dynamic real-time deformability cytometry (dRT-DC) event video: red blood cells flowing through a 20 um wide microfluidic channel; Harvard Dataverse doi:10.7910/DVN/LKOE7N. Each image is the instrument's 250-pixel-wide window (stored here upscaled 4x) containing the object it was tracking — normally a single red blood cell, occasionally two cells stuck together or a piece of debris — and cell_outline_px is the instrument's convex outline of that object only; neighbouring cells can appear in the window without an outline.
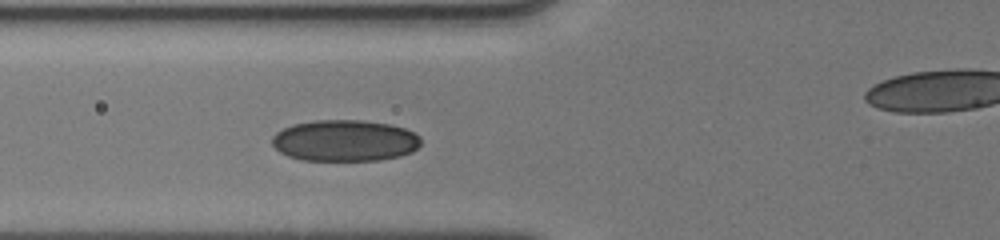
{"species": "human", "species_latin": "Homo sapiens", "temperature_condition": "cold", "stored_images_in_passage": 13, "camera_frame_rate_fps": 3000, "um_per_image_px": 0.085, "donor": {"sex": "male"}, "frame": {"image": 1, "passage_image": 10, "time_ms": 4.667, "image_size_px": [1000, 240], "cell_outline_px": [[420, 144], [412, 152], [400, 156], [380, 160], [300, 160], [288, 156], [280, 152], [272, 144], [272, 136], [276, 132], [292, 124], [316, 120], [360, 120], [392, 124], [404, 128], [420, 136]], "centroid_in_image_um": [29.3, 11.95], "position_along_channel_um": 96.5, "area_um2": 36.01}}
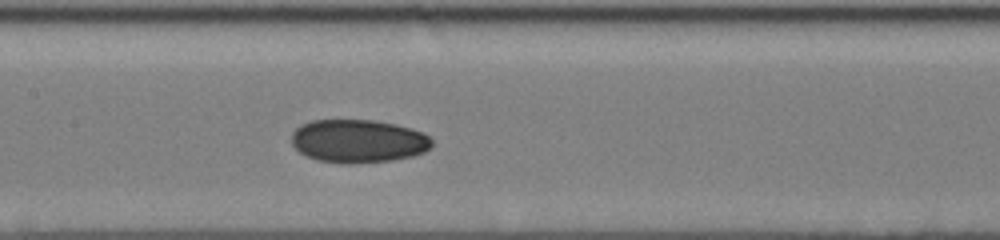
{"frame": {"image": 2, "passage_image": 13, "time_ms": 6.667, "image_size_px": [1000, 240], "cell_outline_px": [[432, 144], [424, 152], [412, 156], [392, 160], [352, 164], [344, 164], [316, 160], [300, 152], [292, 144], [292, 132], [300, 124], [312, 120], [372, 120], [396, 124], [412, 128], [424, 132], [432, 140]], "centroid_in_image_um": [30.44, 11.99], "position_along_channel_um": 177.0, "area_um2": 35.55}}